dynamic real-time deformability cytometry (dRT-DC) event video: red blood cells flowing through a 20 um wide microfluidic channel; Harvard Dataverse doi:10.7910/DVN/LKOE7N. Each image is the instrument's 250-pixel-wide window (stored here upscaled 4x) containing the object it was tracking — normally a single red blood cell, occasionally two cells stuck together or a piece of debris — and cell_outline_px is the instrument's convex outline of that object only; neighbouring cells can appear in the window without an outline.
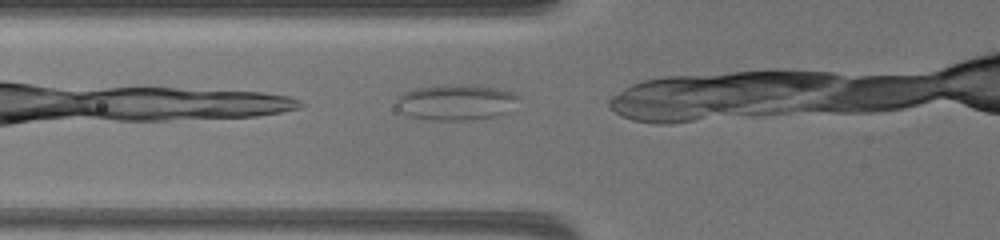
{"species": "common noctule bat (a hibernating species)", "species_latin": "Nyctalus noctula", "temperature_condition": "warm", "stored_images_in_passage": 28, "camera_frame_rate_fps": 3000, "um_per_image_px": 0.085, "animal": {"sex": "female", "body_mass_g": 19.5, "forearm_length_mm": 54.1}, "frame": {"image": 1, "passage_image": 2, "time_ms": 0.333, "image_size_px": [1000, 240], "cell_outline_px": [[520, 96], [512, 112], [496, 116], [468, 120], [432, 120], [408, 116], [396, 108], [396, 100], [404, 92], [416, 88], [448, 84], [460, 84], [496, 88], [512, 92]], "centroid_in_image_um": [38.79, 8.7], "position_along_channel_um": 87.0, "area_um2": 25.72}}
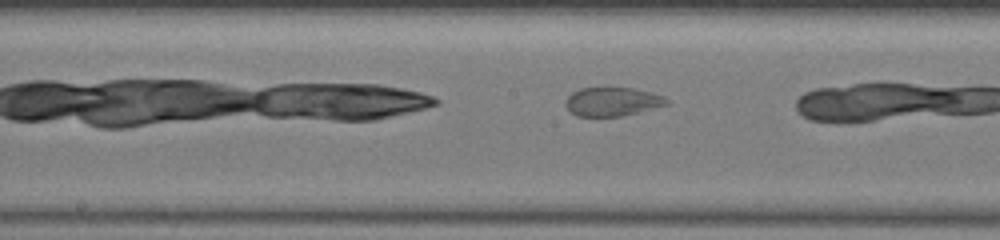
{"frame": {"image": 2, "passage_image": 12, "time_ms": 3.667, "image_size_px": [1000, 240], "cell_outline_px": [[668, 104], [620, 116], [576, 116], [564, 104], [568, 96], [572, 92], [580, 88], [632, 88], [664, 96], [668, 100]], "centroid_in_image_um": [52.01, 8.63], "position_along_channel_um": 196.2, "area_um2": 16.59}}
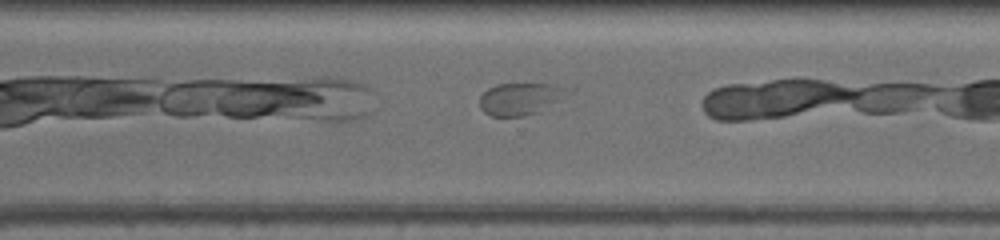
{"frame": {"image": 3, "passage_image": 24, "time_ms": 7.667, "image_size_px": [1000, 240], "cell_outline_px": [[564, 88], [556, 100], [536, 112], [524, 116], [492, 116], [484, 112], [480, 108], [480, 96], [488, 88], [496, 84], [552, 84]], "centroid_in_image_um": [44.03, 8.4], "position_along_channel_um": 326.6, "area_um2": 15.49}}